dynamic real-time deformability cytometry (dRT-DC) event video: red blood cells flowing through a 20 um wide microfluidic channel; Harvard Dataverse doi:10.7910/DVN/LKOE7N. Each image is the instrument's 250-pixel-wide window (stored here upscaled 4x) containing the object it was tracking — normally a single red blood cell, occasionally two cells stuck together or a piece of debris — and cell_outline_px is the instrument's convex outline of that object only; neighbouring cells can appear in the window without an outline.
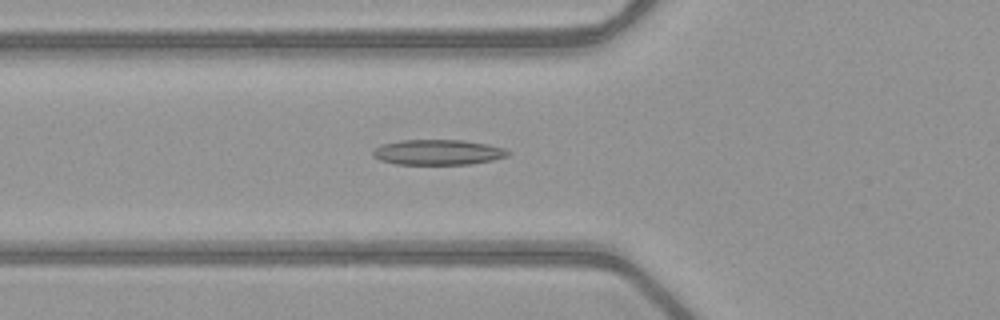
{"species": "common noctule bat (a hibernating species)", "species_latin": "Nyctalus noctula", "temperature_condition": "warm", "stored_images_in_passage": 52, "camera_frame_rate_fps": 3000, "um_per_image_px": 0.085, "animal": {"sex": "female", "body_mass_g": 21.9}, "frame": {"image": 1, "passage_image": 20, "time_ms": 6.333, "image_size_px": [1000, 320], "cell_outline_px": [[512, 152], [508, 156], [492, 160], [472, 164], [396, 164], [380, 160], [372, 156], [372, 152], [380, 144], [400, 140], [464, 140], [488, 144], [504, 148]], "centroid_in_image_um": [37.23, 12.94], "position_along_channel_um": 88.6, "area_um2": 20.06}}
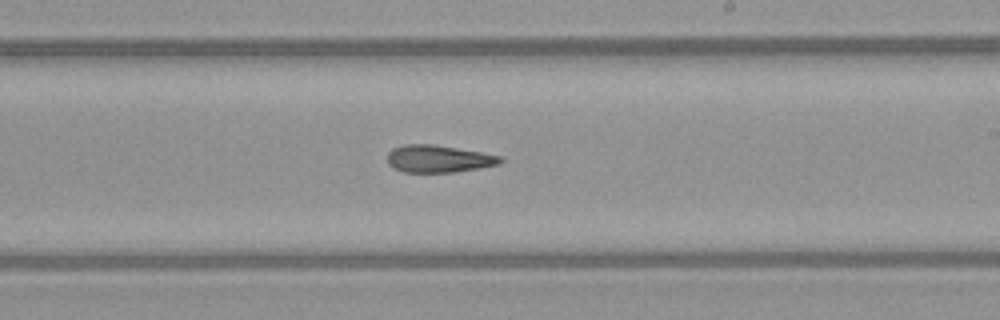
{"frame": {"image": 2, "passage_image": 32, "time_ms": 10.333, "image_size_px": [1000, 320], "cell_outline_px": [[504, 160], [500, 164], [456, 172], [404, 172], [392, 168], [388, 164], [388, 152], [392, 148], [404, 144], [432, 144], [504, 156]], "centroid_in_image_um": [37.27, 13.5], "position_along_channel_um": 251.7, "area_um2": 18.09}}
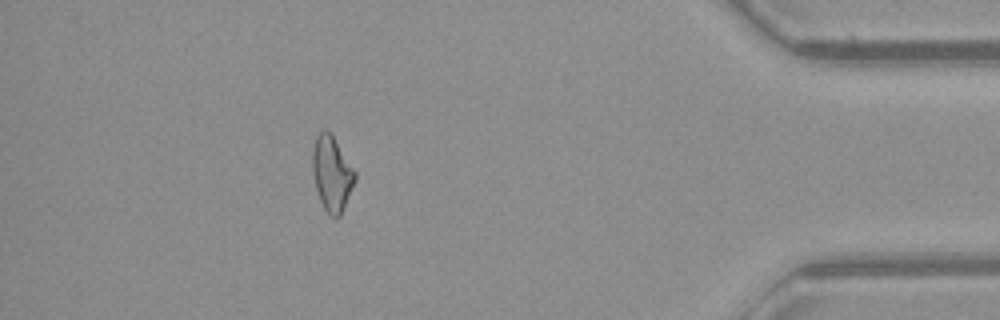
{"frame": {"image": 3, "passage_image": 47, "time_ms": 15.333, "image_size_px": [1000, 320], "cell_outline_px": [[356, 180], [340, 216], [336, 220], [324, 208], [320, 200], [316, 188], [312, 172], [312, 152], [316, 136], [324, 128], [332, 136], [356, 172]], "centroid_in_image_um": [28.2, 14.78], "position_along_channel_um": 407.0, "area_um2": 18.32}, "authors_computed_cell_mechanics": {"area_um2": 18.9873, "velocity_mm_per_s": 4.0477, "shape_relaxation_time_tau1_ms": null, "shape_relaxation_time_tau2_ms": 6.7637, "deformation_change_tau1": null, "deformation_change_tau2": 0.1855}}